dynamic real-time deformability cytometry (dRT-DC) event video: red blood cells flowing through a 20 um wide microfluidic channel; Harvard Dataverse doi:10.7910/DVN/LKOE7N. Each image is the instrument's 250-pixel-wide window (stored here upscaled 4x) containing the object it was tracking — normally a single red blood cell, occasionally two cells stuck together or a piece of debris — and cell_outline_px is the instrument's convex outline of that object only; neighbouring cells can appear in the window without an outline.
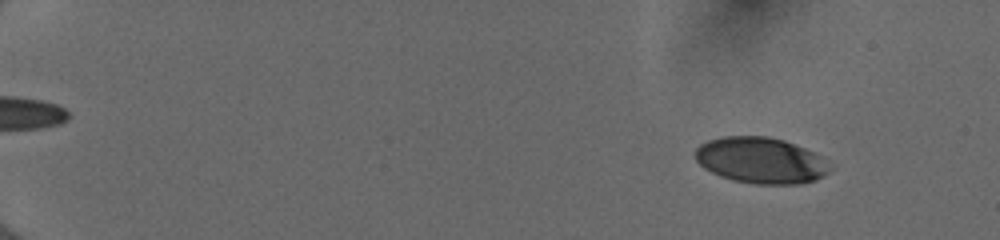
{"species": "human", "species_latin": "Homo sapiens", "temperature_condition": "cold", "stored_images_in_passage": 54, "camera_frame_rate_fps": 3000, "um_per_image_px": 0.085, "donor": {"sex": "female"}, "frame": {"image": 1, "passage_image": 7, "time_ms": 2.0, "image_size_px": [1000, 240], "cell_outline_px": [[832, 168], [824, 176], [816, 180], [800, 184], [756, 184], [732, 180], [720, 176], [704, 168], [696, 160], [696, 148], [700, 144], [708, 140], [724, 136], [768, 136], [784, 140], [804, 148], [828, 160]], "centroid_in_image_um": [64.69, 13.64], "position_along_channel_um": 20.3, "area_um2": 36.3}}
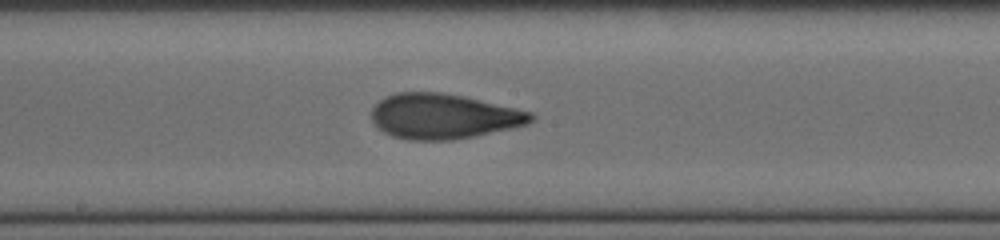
{"frame": {"image": 2, "passage_image": 33, "time_ms": 10.667, "image_size_px": [1000, 240], "cell_outline_px": [[536, 116], [528, 124], [512, 128], [476, 136], [452, 140], [408, 140], [392, 136], [384, 132], [372, 124], [372, 108], [384, 96], [396, 92], [440, 92], [464, 96], [532, 112]], "centroid_in_image_um": [37.68, 9.89], "position_along_channel_um": 210.5, "area_um2": 42.14}}
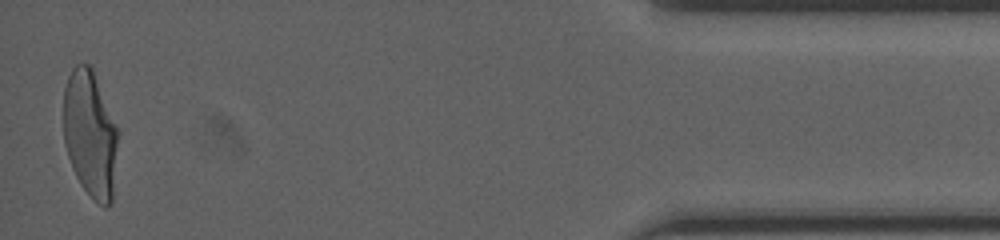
{"frame": {"image": 3, "passage_image": 54, "time_ms": 17.667, "image_size_px": [1000, 240], "cell_outline_px": [[120, 132], [112, 200], [108, 208], [104, 208], [80, 184], [72, 168], [64, 144], [64, 88], [68, 76], [72, 68], [76, 64], [88, 64], [92, 68]], "centroid_in_image_um": [7.69, 11.4], "position_along_channel_um": 427.5, "area_um2": 40.63}, "authors_computed_cell_mechanics": {"area_um2": 40.46, "velocity_mm_per_s": 4.0117, "shape_relaxation_time_tau1_ms": 5.2647, "shape_relaxation_time_tau2_ms": 1.1637, "deformation_change_tau1": 0.208, "deformation_change_tau2": 0.0857}}